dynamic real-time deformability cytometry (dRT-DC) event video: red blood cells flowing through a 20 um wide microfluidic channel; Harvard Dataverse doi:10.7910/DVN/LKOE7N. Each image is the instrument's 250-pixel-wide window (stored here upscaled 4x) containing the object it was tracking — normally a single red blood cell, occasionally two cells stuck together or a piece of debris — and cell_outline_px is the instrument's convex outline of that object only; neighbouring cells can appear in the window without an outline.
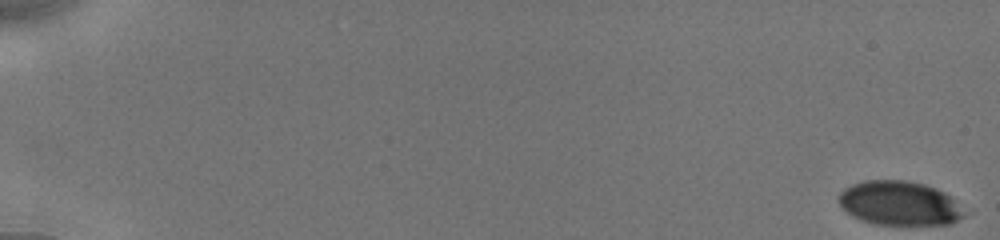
{"species": "human", "species_latin": "Homo sapiens", "temperature_condition": "cold", "stored_images_in_passage": 8, "camera_frame_rate_fps": 3000, "um_per_image_px": 0.085, "donor": {"sex": "male"}, "frame": {"image": 1, "passage_image": 1, "time_ms": 0.0, "image_size_px": [1000, 240], "cell_outline_px": [[964, 216], [952, 224], [876, 224], [860, 220], [852, 216], [840, 204], [840, 192], [844, 188], [852, 184], [864, 180], [904, 180], [924, 184], [936, 188], [944, 192], [952, 200]], "centroid_in_image_um": [76.39, 17.27], "position_along_channel_um": 8.6, "area_um2": 31.73}}
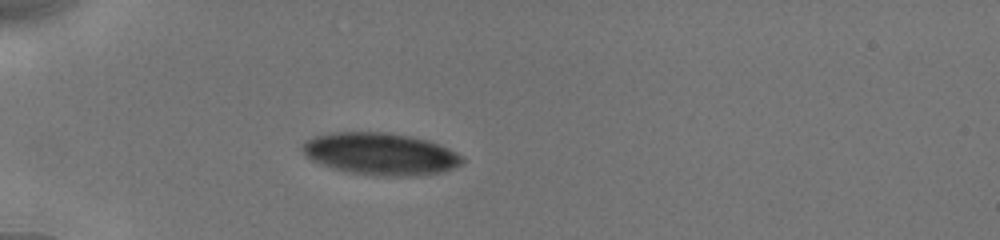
{"frame": {"image": 2, "passage_image": 6, "time_ms": 5.667, "image_size_px": [1000, 240], "cell_outline_px": [[464, 160], [460, 164], [452, 168], [440, 172], [420, 176], [380, 176], [348, 172], [332, 168], [312, 160], [300, 148], [300, 144], [304, 140], [312, 136], [328, 132], [380, 132], [408, 136], [428, 140], [448, 148], [456, 152]], "centroid_in_image_um": [32.28, 13.08], "position_along_channel_um": 52.7, "area_um2": 39.25}}
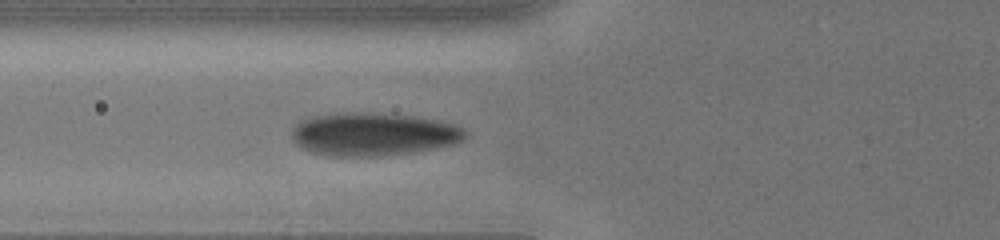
{"frame": {"image": 3, "passage_image": 8, "time_ms": 7.333, "image_size_px": [1000, 240], "cell_outline_px": [[464, 136], [460, 140], [452, 144], [432, 148], [408, 152], [380, 156], [332, 156], [312, 152], [300, 148], [292, 140], [292, 128], [296, 124], [304, 120], [316, 116], [344, 112], [372, 112], [412, 116], [436, 120], [452, 124], [460, 128], [464, 132]], "centroid_in_image_um": [31.63, 11.4], "position_along_channel_um": 94.2, "area_um2": 42.95}}